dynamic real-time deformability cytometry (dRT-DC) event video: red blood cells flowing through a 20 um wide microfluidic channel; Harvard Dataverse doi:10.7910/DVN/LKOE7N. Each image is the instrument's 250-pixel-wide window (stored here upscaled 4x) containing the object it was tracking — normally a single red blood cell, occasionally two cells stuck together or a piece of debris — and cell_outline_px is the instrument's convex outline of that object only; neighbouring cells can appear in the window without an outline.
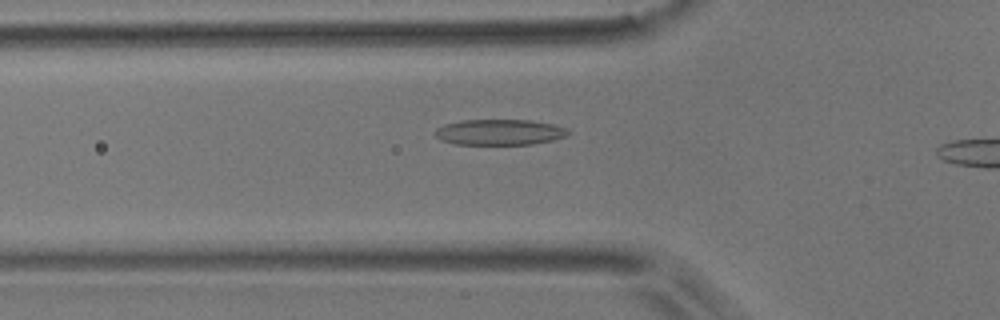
{"species": "common noctule bat (a hibernating species)", "species_latin": "Nyctalus noctula", "temperature_condition": "room temperature", "stored_images_in_passage": 32, "camera_frame_rate_fps": 3000, "um_per_image_px": 0.085, "animal": {"sex": "male", "body_mass_g": 17.9}, "frame": {"image": 1, "passage_image": 6, "time_ms": 1.667, "image_size_px": [1000, 320], "cell_outline_px": [[572, 132], [564, 136], [552, 140], [532, 144], [456, 144], [440, 140], [436, 136], [436, 128], [444, 124], [460, 120], [532, 120], [552, 124], [568, 128]], "centroid_in_image_um": [42.46, 11.22], "position_along_channel_um": 83.3, "area_um2": 19.94}}
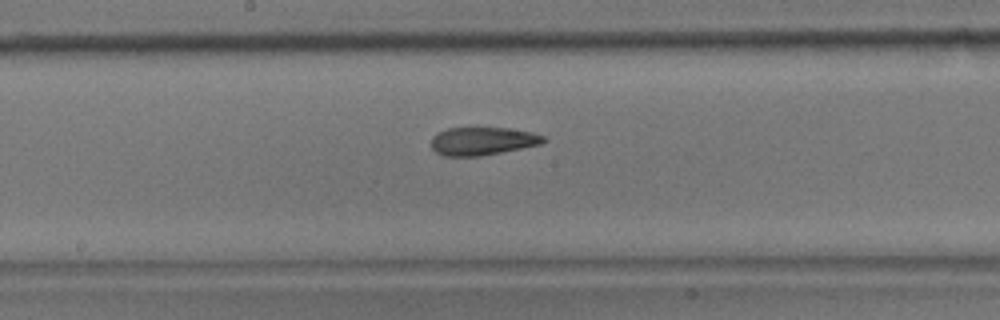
{"frame": {"image": 2, "passage_image": 16, "time_ms": 5.0, "image_size_px": [1000, 320], "cell_outline_px": [[548, 140], [540, 144], [480, 156], [444, 156], [436, 152], [432, 148], [432, 136], [436, 132], [448, 128], [508, 128], [532, 132], [544, 136]], "centroid_in_image_um": [40.99, 11.98], "position_along_channel_um": 207.2, "area_um2": 18.26}}
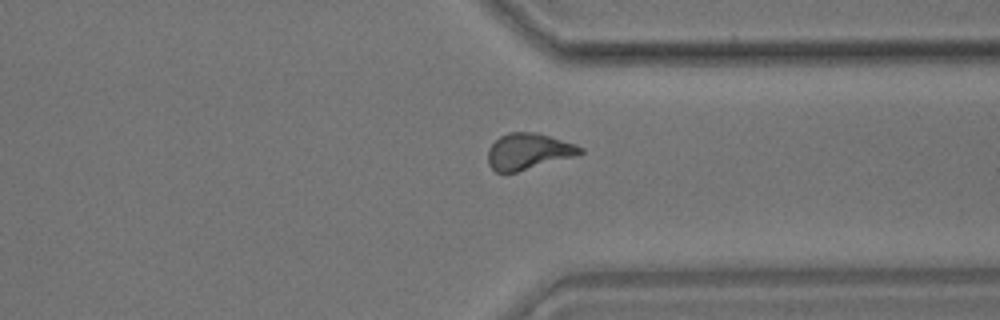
{"frame": {"image": 3, "passage_image": 29, "time_ms": 9.333, "image_size_px": [1000, 320], "cell_outline_px": [[584, 152], [572, 156], [516, 172], [496, 172], [488, 164], [488, 148], [500, 136], [508, 132], [536, 132], [576, 144], [584, 148]], "centroid_in_image_um": [44.89, 12.85], "position_along_channel_um": 366.5, "area_um2": 19.19}}